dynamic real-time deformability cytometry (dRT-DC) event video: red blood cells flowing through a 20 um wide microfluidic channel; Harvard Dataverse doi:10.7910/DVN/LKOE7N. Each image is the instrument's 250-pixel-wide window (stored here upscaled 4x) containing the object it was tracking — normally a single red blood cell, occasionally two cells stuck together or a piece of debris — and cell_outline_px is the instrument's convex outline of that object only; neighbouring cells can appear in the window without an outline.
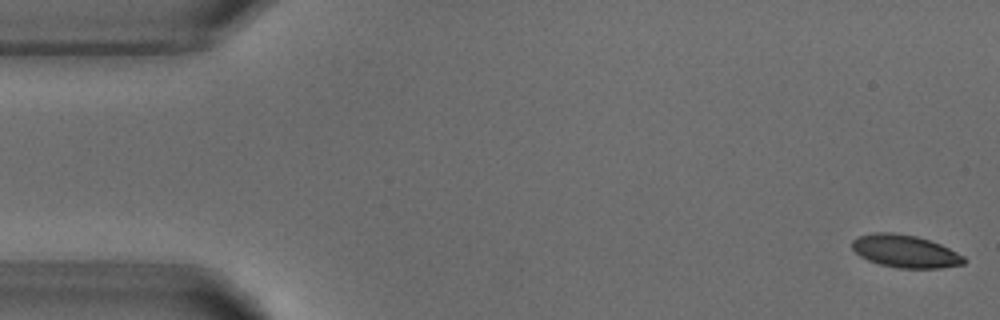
{"species": "common noctule bat (a hibernating species)", "species_latin": "Nyctalus noctula", "temperature_condition": "warm", "stored_images_in_passage": 4, "camera_frame_rate_fps": 3000, "um_per_image_px": 0.085, "animal": {"sex": "male", "body_mass_g": 18.8}, "frame": {"image": 1, "passage_image": 1, "time_ms": 0.0, "image_size_px": [1000, 320], "cell_outline_px": [[968, 260], [964, 264], [940, 268], [896, 268], [880, 264], [868, 260], [860, 256], [852, 248], [852, 240], [860, 236], [872, 232], [896, 232], [916, 236], [940, 244], [964, 256]], "centroid_in_image_um": [76.94, 21.35], "position_along_channel_um": 8.1, "area_um2": 21.33}}